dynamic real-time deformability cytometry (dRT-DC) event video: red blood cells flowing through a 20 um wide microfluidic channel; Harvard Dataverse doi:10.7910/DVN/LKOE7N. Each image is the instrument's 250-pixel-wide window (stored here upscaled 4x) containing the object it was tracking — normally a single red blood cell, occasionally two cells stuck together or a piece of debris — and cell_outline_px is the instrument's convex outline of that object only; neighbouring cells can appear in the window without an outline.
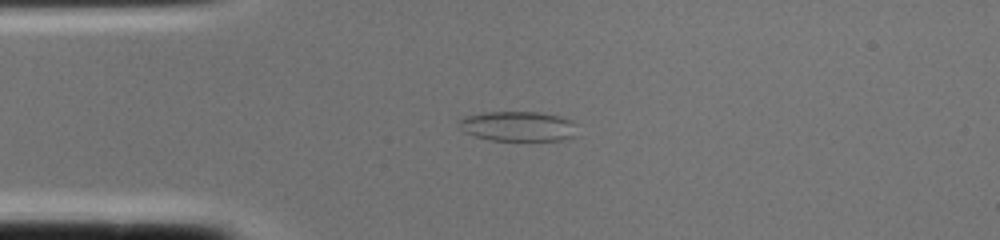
{"species": "common noctule bat (a hibernating species)", "species_latin": "Nyctalus noctula", "temperature_condition": "cold", "stored_images_in_passage": 2, "camera_frame_rate_fps": 3000, "um_per_image_px": 0.085, "animal": {"sex": "female", "body_mass_g": 22.0, "forearm_length_mm": 56.7}, "frame": {"image": 1, "passage_image": 2, "time_ms": 0.333, "image_size_px": [1000, 240], "cell_outline_px": [[572, 136], [560, 140], [488, 140], [464, 132], [456, 120], [464, 116], [484, 112], [540, 112], [560, 116], [572, 120]], "centroid_in_image_um": [43.93, 10.72], "position_along_channel_um": 41.1, "area_um2": 20.35}}